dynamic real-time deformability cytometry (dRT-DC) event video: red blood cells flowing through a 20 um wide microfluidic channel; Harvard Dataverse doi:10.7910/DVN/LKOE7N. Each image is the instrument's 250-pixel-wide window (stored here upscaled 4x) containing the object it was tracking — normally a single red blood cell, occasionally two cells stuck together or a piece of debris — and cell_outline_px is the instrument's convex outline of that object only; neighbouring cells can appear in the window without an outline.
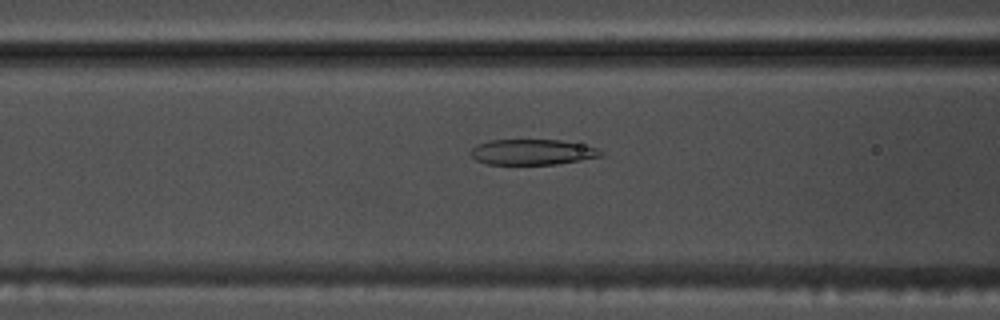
{"species": "common noctule bat (a hibernating species)", "species_latin": "Nyctalus noctula", "temperature_condition": "warm", "stored_images_in_passage": 52, "camera_frame_rate_fps": 3000, "um_per_image_px": 0.085, "animal": {"sex": "male", "body_mass_g": 17.5, "forearm_length_mm": 52.3}, "frame": {"image": 1, "passage_image": 21, "time_ms": 6.667, "image_size_px": [1000, 320], "cell_outline_px": [[604, 156], [556, 164], [488, 164], [476, 160], [468, 152], [476, 144], [488, 140], [560, 140], [580, 144], [596, 148], [604, 152]], "centroid_in_image_um": [45.22, 12.92], "position_along_channel_um": 121.4, "area_um2": 19.36}}
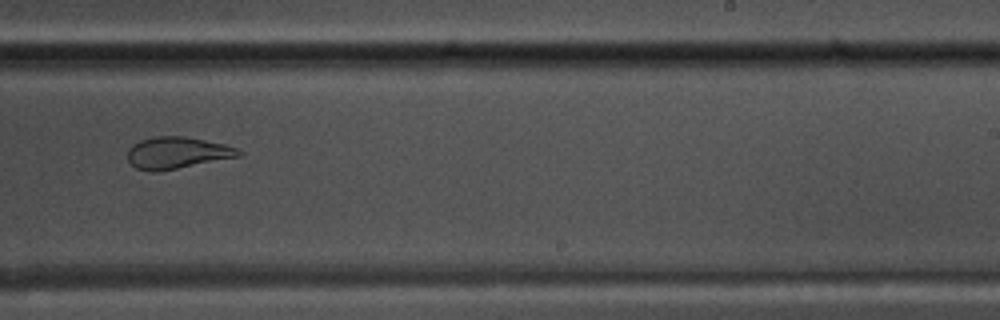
{"frame": {"image": 2, "passage_image": 33, "time_ms": 10.667, "image_size_px": [1000, 320], "cell_outline_px": [[244, 156], [156, 172], [152, 172], [136, 168], [128, 160], [128, 148], [132, 144], [140, 140], [156, 136], [184, 136], [224, 144], [236, 148], [244, 152]], "centroid_in_image_um": [15.08, 12.99], "position_along_channel_um": 273.9, "area_um2": 20.69}}
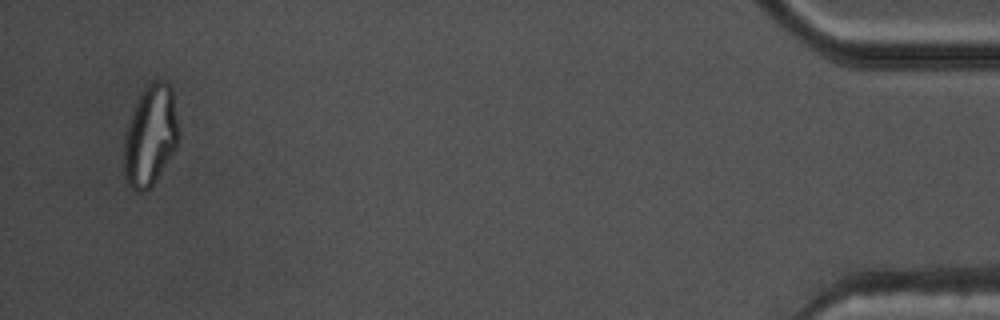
{"frame": {"image": 3, "passage_image": 51, "time_ms": 16.667, "image_size_px": [1000, 320], "cell_outline_px": [[180, 136], [176, 148], [152, 188], [144, 192], [136, 192], [128, 184], [124, 176], [124, 136], [136, 100], [140, 92], [152, 80], [164, 80], [172, 88], [180, 128]], "centroid_in_image_um": [12.8, 11.54], "position_along_channel_um": 422.4, "area_um2": 32.89}}